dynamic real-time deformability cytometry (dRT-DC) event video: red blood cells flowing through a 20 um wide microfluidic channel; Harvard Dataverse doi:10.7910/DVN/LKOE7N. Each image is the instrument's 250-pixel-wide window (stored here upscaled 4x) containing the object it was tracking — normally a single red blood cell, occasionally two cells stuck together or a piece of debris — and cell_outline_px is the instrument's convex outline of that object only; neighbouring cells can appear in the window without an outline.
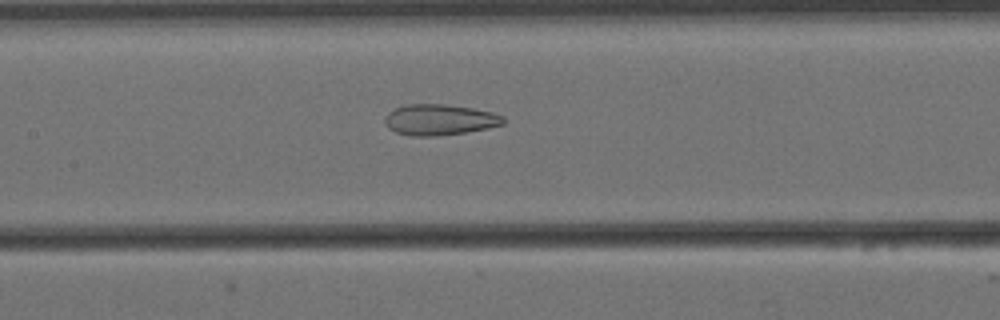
{"species": "Egyptian fruit bat (a non-hibernating species)", "species_latin": "Rousettus aegyptiacus", "temperature_condition": "cold", "stored_images_in_passage": 20, "camera_frame_rate_fps": 3000, "um_per_image_px": 0.085, "animal": {"sex": "female"}, "frame": {"image": 1, "passage_image": 10, "time_ms": 3.0, "image_size_px": [1000, 320], "cell_outline_px": [[504, 124], [488, 128], [464, 132], [436, 136], [412, 136], [396, 132], [388, 128], [384, 120], [384, 116], [388, 112], [404, 104], [448, 104], [472, 108], [492, 112], [504, 116]], "centroid_in_image_um": [37.35, 10.17], "position_along_channel_um": 170.1, "area_um2": 21.39}}
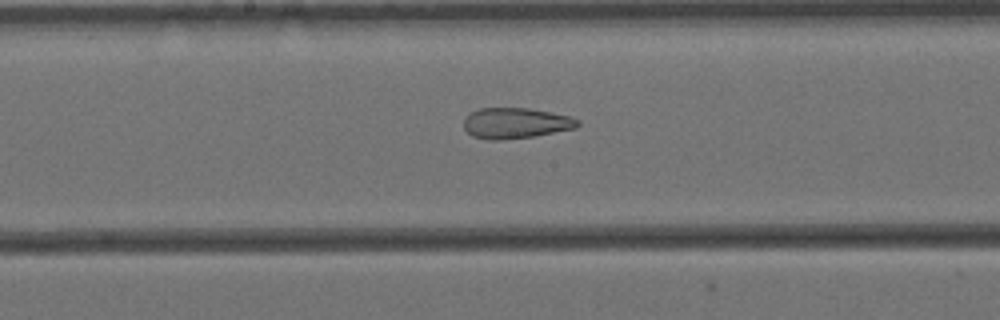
{"frame": {"image": 2, "passage_image": 13, "time_ms": 4.0, "image_size_px": [1000, 320], "cell_outline_px": [[580, 124], [576, 128], [532, 136], [504, 140], [488, 140], [472, 136], [464, 128], [464, 120], [472, 112], [480, 108], [528, 108], [572, 116], [580, 120]], "centroid_in_image_um": [43.85, 10.47], "position_along_channel_um": 204.3, "area_um2": 20.35}}